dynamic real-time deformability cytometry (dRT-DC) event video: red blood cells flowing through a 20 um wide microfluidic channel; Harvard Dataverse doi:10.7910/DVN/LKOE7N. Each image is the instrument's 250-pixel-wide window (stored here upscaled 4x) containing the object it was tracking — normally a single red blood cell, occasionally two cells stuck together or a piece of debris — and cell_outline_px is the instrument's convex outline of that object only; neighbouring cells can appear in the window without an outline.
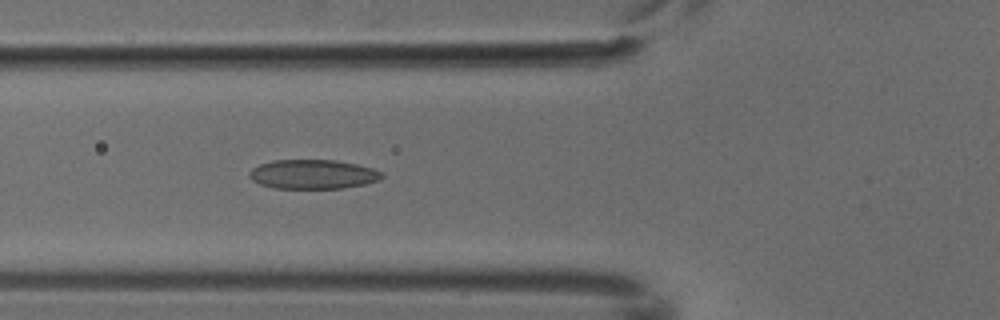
{"species": "common noctule bat (a hibernating species)", "species_latin": "Nyctalus noctula", "temperature_condition": "cold", "stored_images_in_passage": 5, "camera_frame_rate_fps": 3000, "um_per_image_px": 0.085, "animal": {"sex": "male", "body_mass_g": 18.8}, "frame": {"image": 1, "passage_image": 5, "time_ms": 1.333, "image_size_px": [1000, 320], "cell_outline_px": [[384, 176], [380, 180], [364, 184], [340, 188], [272, 188], [260, 184], [252, 180], [248, 176], [248, 172], [252, 168], [260, 164], [272, 160], [336, 160], [356, 164], [372, 168], [384, 172]], "centroid_in_image_um": [26.59, 14.81], "position_along_channel_um": 99.2, "area_um2": 22.72}}